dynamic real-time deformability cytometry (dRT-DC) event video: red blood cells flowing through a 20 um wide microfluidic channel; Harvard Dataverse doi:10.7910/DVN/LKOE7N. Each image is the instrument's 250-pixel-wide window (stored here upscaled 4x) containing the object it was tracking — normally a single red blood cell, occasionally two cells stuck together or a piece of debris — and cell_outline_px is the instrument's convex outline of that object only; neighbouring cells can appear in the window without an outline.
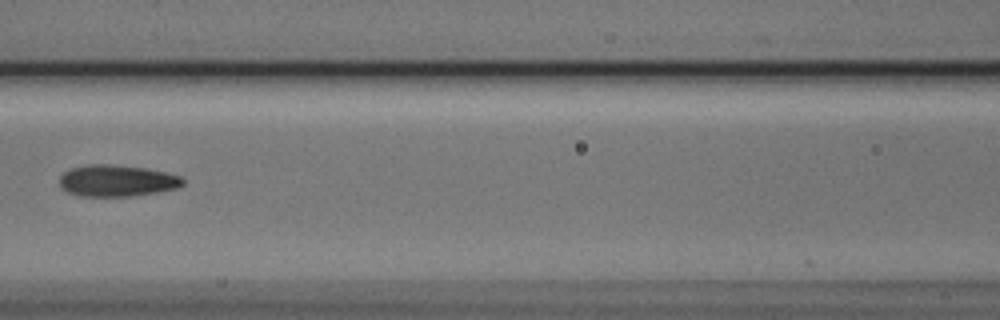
{"species": "Egyptian fruit bat (a non-hibernating species)", "species_latin": "Rousettus aegyptiacus", "temperature_condition": "cold", "stored_images_in_passage": 3, "camera_frame_rate_fps": 3000, "um_per_image_px": 0.085, "animal": {"sex": "male"}, "frame": {"image": 1, "passage_image": 3, "time_ms": 0.667, "image_size_px": [1000, 320], "cell_outline_px": [[184, 184], [176, 188], [156, 192], [132, 196], [80, 196], [68, 192], [60, 188], [60, 176], [64, 172], [72, 168], [84, 164], [108, 164], [144, 168], [164, 172], [180, 176], [184, 180]], "centroid_in_image_um": [9.9, 15.36], "position_along_channel_um": 156.7, "area_um2": 22.6}}